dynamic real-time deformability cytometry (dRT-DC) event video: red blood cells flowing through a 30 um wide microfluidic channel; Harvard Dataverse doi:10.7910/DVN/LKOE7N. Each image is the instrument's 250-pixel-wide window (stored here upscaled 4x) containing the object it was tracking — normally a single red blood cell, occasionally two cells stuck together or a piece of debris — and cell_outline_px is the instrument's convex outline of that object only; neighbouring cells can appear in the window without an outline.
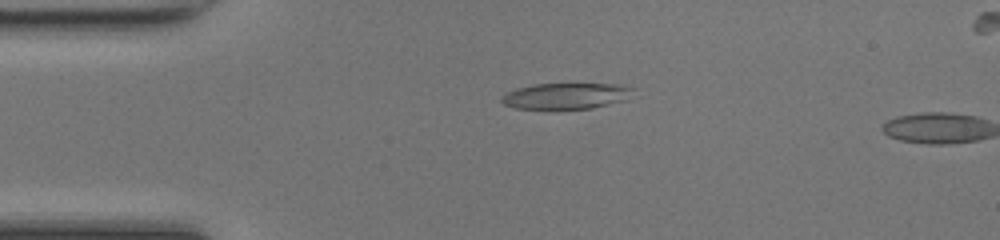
{"species": "common noctule bat (a hibernating species)", "species_latin": "Nyctalus noctula", "temperature_condition": "room temperature", "stored_images_in_passage": 2, "camera_frame_rate_fps": 3000, "um_per_image_px": 0.085, "animal": {"sex": "female", "body_mass_g": 17.0, "forearm_length_mm": 48.0}, "frame": {"image": 1, "passage_image": 1, "time_ms": 0.0, "image_size_px": [1000, 240], "cell_outline_px": [[636, 88], [624, 100], [592, 108], [516, 108], [504, 104], [500, 100], [500, 96], [516, 88], [532, 84], [616, 84]], "centroid_in_image_um": [48.08, 8.14], "position_along_channel_um": 36.9, "area_um2": 19.65}}